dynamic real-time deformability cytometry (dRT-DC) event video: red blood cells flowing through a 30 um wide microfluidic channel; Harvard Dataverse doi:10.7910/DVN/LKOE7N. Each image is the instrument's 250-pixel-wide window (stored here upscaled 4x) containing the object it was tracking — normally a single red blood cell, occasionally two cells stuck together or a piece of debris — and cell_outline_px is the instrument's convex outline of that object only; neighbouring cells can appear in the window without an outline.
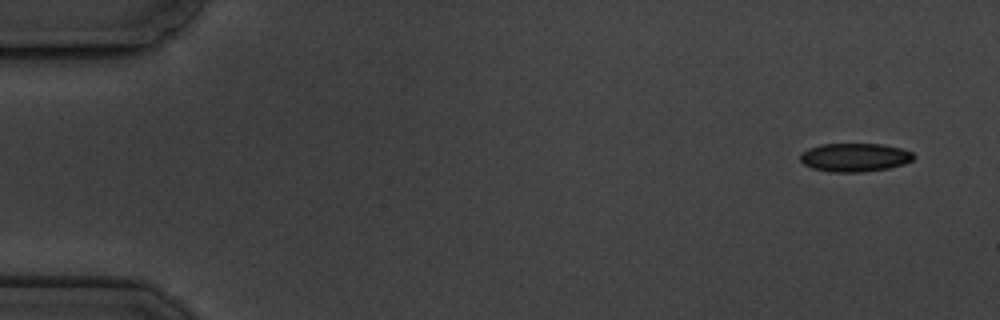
{"species": "common noctule bat (a hibernating species)", "species_latin": "Nyctalus noctula", "temperature_condition": "cold", "stored_images_in_passage": 5, "camera_frame_rate_fps": 3000, "um_per_image_px": 0.085, "animal": {"sex": "male", "body_mass_g": 19.5, "forearm_length_mm": 54.6}, "frame": {"image": 1, "passage_image": 1, "time_ms": 0.0, "image_size_px": [1000, 320], "cell_outline_px": [[916, 156], [912, 160], [904, 164], [888, 168], [864, 172], [832, 172], [812, 168], [804, 164], [800, 160], [800, 152], [808, 148], [820, 144], [884, 144], [900, 148], [912, 152]], "centroid_in_image_um": [72.64, 13.37], "position_along_channel_um": 12.4, "area_um2": 18.96}}
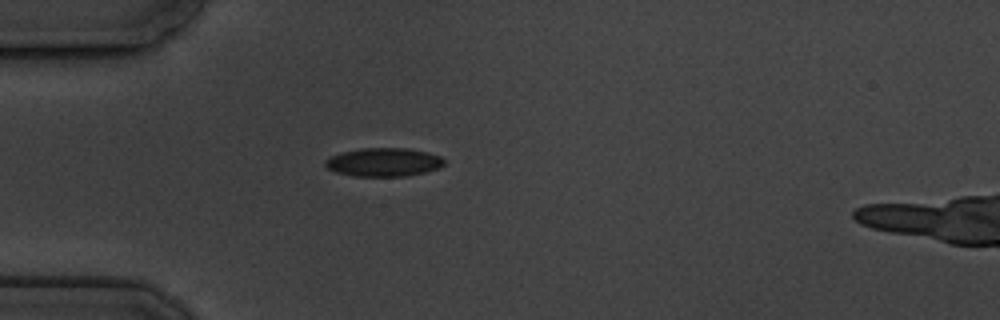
{"frame": {"image": 2, "passage_image": 5, "time_ms": 4.333, "image_size_px": [1000, 320], "cell_outline_px": [[444, 164], [440, 168], [424, 172], [404, 176], [352, 176], [336, 172], [328, 168], [324, 164], [324, 160], [340, 152], [360, 148], [408, 148], [428, 152], [440, 156], [444, 160]], "centroid_in_image_um": [32.6, 13.78], "position_along_channel_um": 52.4, "area_um2": 19.83}}